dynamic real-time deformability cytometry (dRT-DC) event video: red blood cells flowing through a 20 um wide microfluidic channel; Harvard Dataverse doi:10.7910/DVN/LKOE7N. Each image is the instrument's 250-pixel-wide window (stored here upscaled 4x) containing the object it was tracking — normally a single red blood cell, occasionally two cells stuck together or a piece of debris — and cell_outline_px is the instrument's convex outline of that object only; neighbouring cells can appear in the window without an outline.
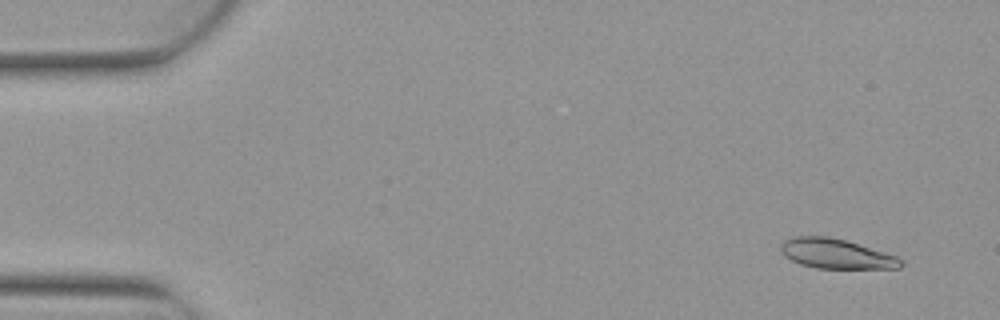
{"species": "Egyptian fruit bat (a non-hibernating species)", "species_latin": "Rousettus aegyptiacus", "temperature_condition": "warm", "stored_images_in_passage": 5, "camera_frame_rate_fps": 3000, "um_per_image_px": 0.085, "animal": {"sex": "female"}, "frame": {"image": 1, "passage_image": 2, "time_ms": 0.333, "image_size_px": [1000, 320], "cell_outline_px": [[904, 264], [900, 268], [816, 268], [800, 264], [784, 256], [780, 252], [780, 244], [784, 240], [792, 236], [828, 236], [844, 240], [896, 256]], "centroid_in_image_um": [71.0, 21.56], "position_along_channel_um": 14.0, "area_um2": 20.63}}
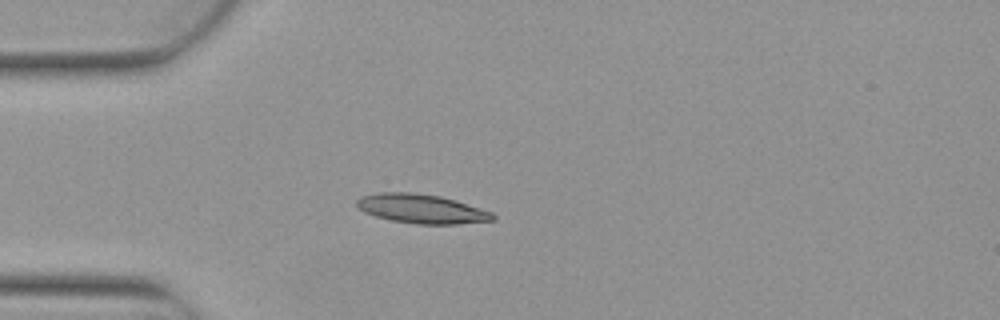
{"frame": {"image": 2, "passage_image": 5, "time_ms": 1.333, "image_size_px": [1000, 320], "cell_outline_px": [[496, 220], [456, 224], [416, 224], [392, 220], [376, 216], [364, 212], [356, 204], [356, 200], [360, 196], [380, 192], [412, 192], [440, 196], [456, 200], [492, 212], [496, 216]], "centroid_in_image_um": [35.84, 17.74], "position_along_channel_um": 49.2, "area_um2": 23.12}}